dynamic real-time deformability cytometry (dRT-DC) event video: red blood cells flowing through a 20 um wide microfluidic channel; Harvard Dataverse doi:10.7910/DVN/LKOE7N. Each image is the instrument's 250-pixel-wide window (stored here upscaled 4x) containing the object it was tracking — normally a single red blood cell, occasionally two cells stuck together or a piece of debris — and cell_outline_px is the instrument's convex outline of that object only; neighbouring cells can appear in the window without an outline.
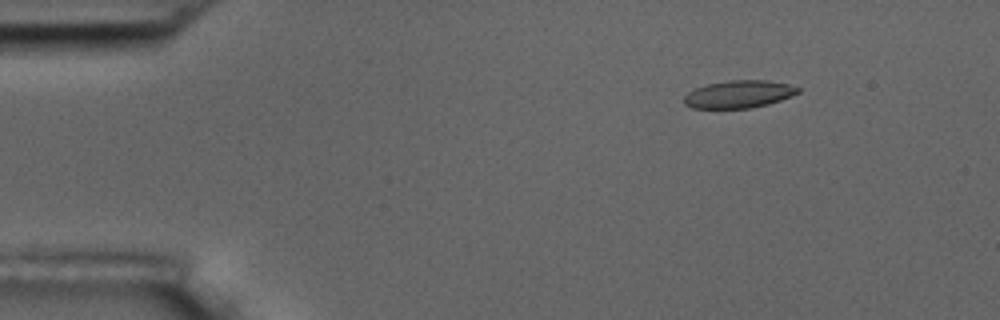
{"species": "common noctule bat (a hibernating species)", "species_latin": "Nyctalus noctula", "temperature_condition": "room temperature", "stored_images_in_passage": 11, "camera_frame_rate_fps": 3000, "um_per_image_px": 0.085, "animal": {"sex": "male", "body_mass_g": 17.5, "forearm_length_mm": 52.3}, "frame": {"image": 1, "passage_image": 2, "time_ms": 2.0, "image_size_px": [1000, 320], "cell_outline_px": [[800, 92], [780, 100], [768, 104], [748, 108], [692, 108], [684, 104], [684, 96], [688, 92], [696, 88], [708, 84], [728, 80], [764, 80], [788, 84], [800, 88]], "centroid_in_image_um": [62.78, 8.0], "position_along_channel_um": 22.2, "area_um2": 18.15}}
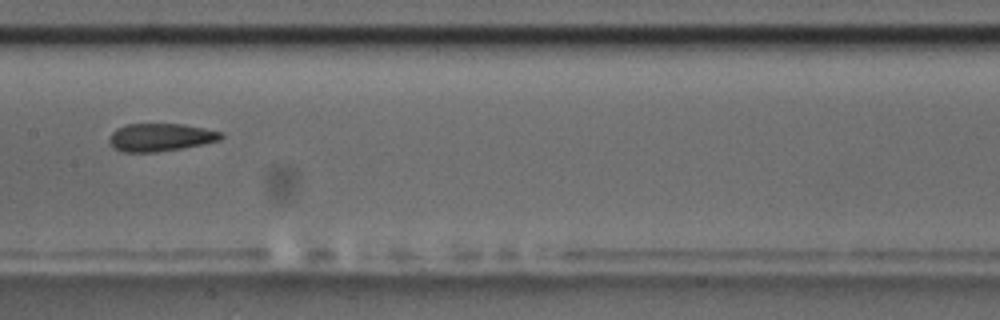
{"frame": {"image": 2, "passage_image": 8, "time_ms": 9.0, "image_size_px": [1000, 320], "cell_outline_px": [[224, 136], [220, 140], [204, 144], [156, 152], [120, 152], [112, 148], [108, 140], [112, 132], [116, 128], [128, 124], [184, 124], [224, 132]], "centroid_in_image_um": [13.63, 11.67], "position_along_channel_um": 193.8, "area_um2": 18.32}}
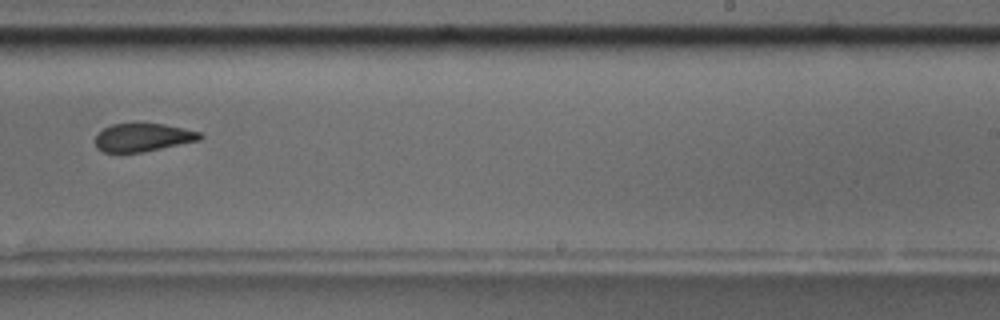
{"frame": {"image": 3, "passage_image": 10, "time_ms": 11.333, "image_size_px": [1000, 320], "cell_outline_px": [[204, 136], [200, 140], [140, 152], [104, 152], [96, 148], [96, 136], [104, 128], [112, 124], [164, 124], [184, 128], [200, 132]], "centroid_in_image_um": [12.16, 11.68], "position_along_channel_um": 276.8, "area_um2": 16.88}}